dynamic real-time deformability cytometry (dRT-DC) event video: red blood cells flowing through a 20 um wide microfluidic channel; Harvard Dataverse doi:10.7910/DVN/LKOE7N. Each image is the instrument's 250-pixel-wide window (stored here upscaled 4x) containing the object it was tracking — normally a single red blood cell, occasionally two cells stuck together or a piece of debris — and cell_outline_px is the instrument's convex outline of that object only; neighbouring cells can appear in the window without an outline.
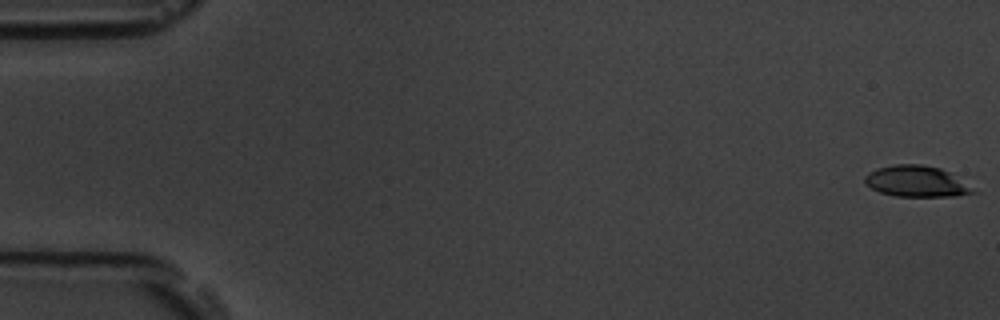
{"species": "common noctule bat (a hibernating species)", "species_latin": "Nyctalus noctula", "temperature_condition": "room temperature", "stored_images_in_passage": 55, "camera_frame_rate_fps": 3000, "um_per_image_px": 0.085, "animal": {"sex": "male", "body_mass_g": 19.5, "forearm_length_mm": 54.6}, "frame": {"image": 1, "passage_image": 1, "time_ms": 0.0, "image_size_px": [1000, 320], "cell_outline_px": [[980, 192], [956, 196], [896, 196], [880, 192], [872, 188], [864, 180], [864, 176], [868, 172], [876, 168], [896, 164], [920, 164], [940, 168], [948, 172]], "centroid_in_image_um": [77.9, 15.41], "position_along_channel_um": 7.1, "area_um2": 19.48}}
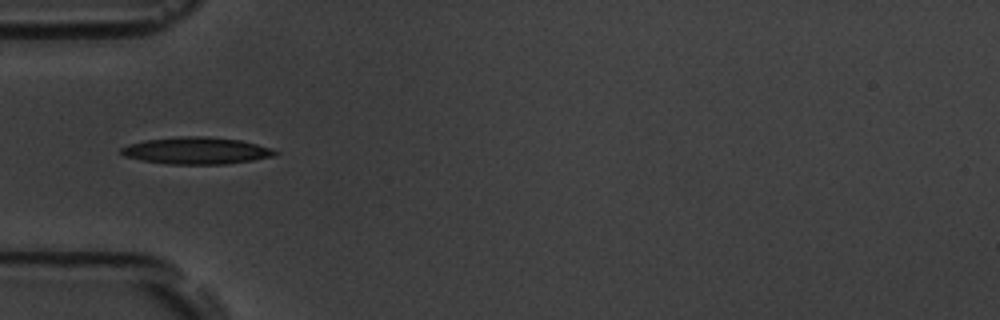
{"frame": {"image": 2, "passage_image": 18, "time_ms": 5.667, "image_size_px": [1000, 320], "cell_outline_px": [[280, 152], [276, 156], [252, 160], [224, 164], [168, 164], [140, 160], [124, 156], [120, 152], [120, 148], [128, 144], [144, 140], [180, 136], [204, 136], [240, 140], [256, 144]], "centroid_in_image_um": [16.66, 12.8], "position_along_channel_um": 68.3, "area_um2": 24.16}}
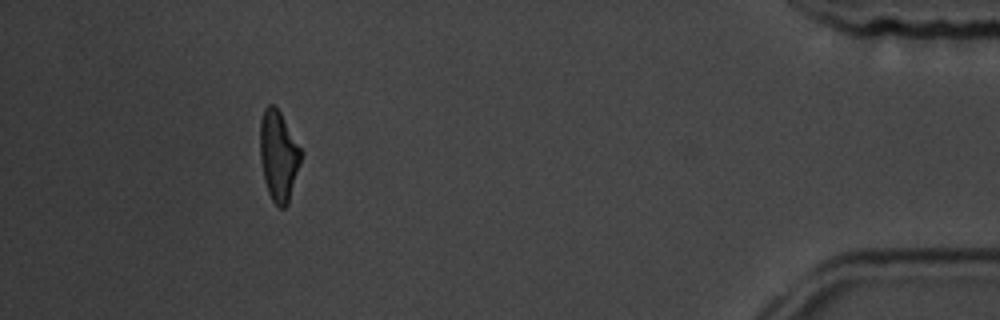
{"frame": {"image": 3, "passage_image": 50, "time_ms": 16.333, "image_size_px": [1000, 320], "cell_outline_px": [[300, 164], [288, 204], [284, 208], [280, 208], [272, 200], [268, 192], [264, 180], [260, 160], [260, 120], [264, 108], [268, 104], [272, 104], [280, 112], [300, 148]], "centroid_in_image_um": [23.65, 13.25], "position_along_channel_um": 411.6, "area_um2": 21.27}, "authors_computed_cell_mechanics": {"area_um2": 22.253, "velocity_mm_per_s": 3.7899, "shape_relaxation_time_tau1_ms": 4.2885, "shape_relaxation_time_tau2_ms": 2.3101, "deformation_change_tau1": 0.1486, "deformation_change_tau2": 0.1066}}